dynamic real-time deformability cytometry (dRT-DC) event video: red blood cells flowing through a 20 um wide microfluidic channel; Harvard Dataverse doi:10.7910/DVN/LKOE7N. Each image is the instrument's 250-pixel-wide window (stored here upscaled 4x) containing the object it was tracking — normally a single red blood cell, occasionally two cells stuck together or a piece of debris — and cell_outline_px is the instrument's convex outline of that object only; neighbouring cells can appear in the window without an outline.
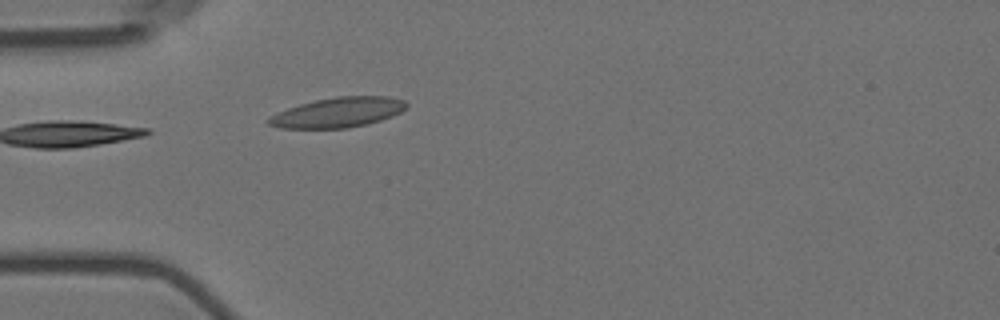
{"species": "Egyptian fruit bat (a non-hibernating species)", "species_latin": "Rousettus aegyptiacus", "temperature_condition": "room temperature", "stored_images_in_passage": 3, "camera_frame_rate_fps": 3000, "um_per_image_px": 0.085, "animal": {"sex": "female"}, "frame": {"image": 1, "passage_image": 3, "time_ms": 0.667, "image_size_px": [1000, 320], "cell_outline_px": [[408, 104], [400, 112], [392, 116], [380, 120], [348, 128], [280, 128], [268, 124], [264, 120], [268, 116], [288, 108], [300, 104], [316, 100], [336, 96], [388, 96], [404, 100]], "centroid_in_image_um": [28.69, 9.55], "position_along_channel_um": 56.3, "area_um2": 23.99}}